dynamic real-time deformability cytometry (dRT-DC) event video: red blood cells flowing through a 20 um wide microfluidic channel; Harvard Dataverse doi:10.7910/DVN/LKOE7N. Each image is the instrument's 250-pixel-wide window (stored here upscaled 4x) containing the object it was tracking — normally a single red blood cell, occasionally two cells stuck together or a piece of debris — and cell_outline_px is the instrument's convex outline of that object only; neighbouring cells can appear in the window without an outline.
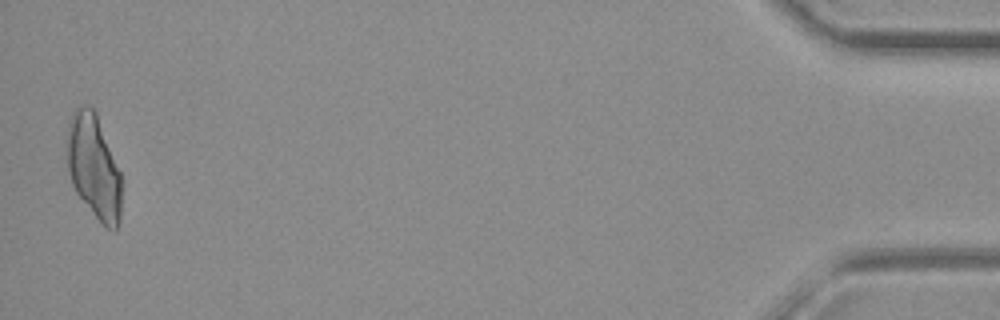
{"species": "common noctule bat (a hibernating species)", "species_latin": "Nyctalus noctula", "temperature_condition": "warm", "stored_images_in_passage": 68, "camera_frame_rate_fps": 3000, "um_per_image_px": 0.085, "animal": {"sex": "female", "body_mass_g": 19.3, "forearm_length_mm": 54.1}, "frame": {"image": 1, "passage_image": 67, "time_ms": 22.0, "image_size_px": [1000, 320], "cell_outline_px": [[120, 220], [116, 228], [104, 228], [76, 192], [72, 184], [68, 168], [64, 144], [68, 120], [72, 112], [80, 104], [88, 104], [96, 112], [120, 172]], "centroid_in_image_um": [7.91, 14.1], "position_along_channel_um": 427.3, "area_um2": 33.47}}